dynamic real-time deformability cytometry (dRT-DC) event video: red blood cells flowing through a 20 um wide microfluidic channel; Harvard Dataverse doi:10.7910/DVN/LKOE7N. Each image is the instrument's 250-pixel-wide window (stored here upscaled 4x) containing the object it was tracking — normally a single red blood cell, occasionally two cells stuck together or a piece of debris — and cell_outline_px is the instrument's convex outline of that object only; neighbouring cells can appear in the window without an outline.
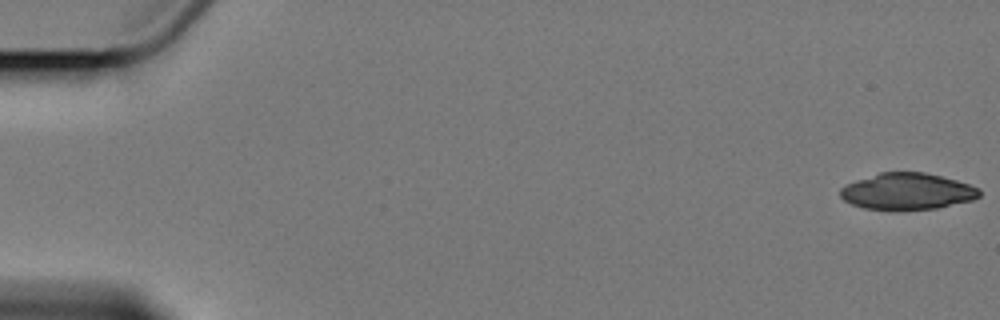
{"species": "Egyptian fruit bat (a non-hibernating species)", "species_latin": "Rousettus aegyptiacus", "temperature_condition": "cold", "stored_images_in_passage": 5, "camera_frame_rate_fps": 3000, "um_per_image_px": 0.085, "animal": {"sex": "female"}, "frame": {"image": 1, "passage_image": 1, "time_ms": 0.0, "image_size_px": [1000, 320], "cell_outline_px": [[980, 196], [972, 200], [936, 208], [900, 212], [892, 212], [864, 208], [852, 204], [844, 200], [840, 196], [840, 188], [856, 180], [880, 172], [924, 172], [956, 180], [980, 188]], "centroid_in_image_um": [77.1, 16.3], "position_along_channel_um": 7.9, "area_um2": 30.06}}
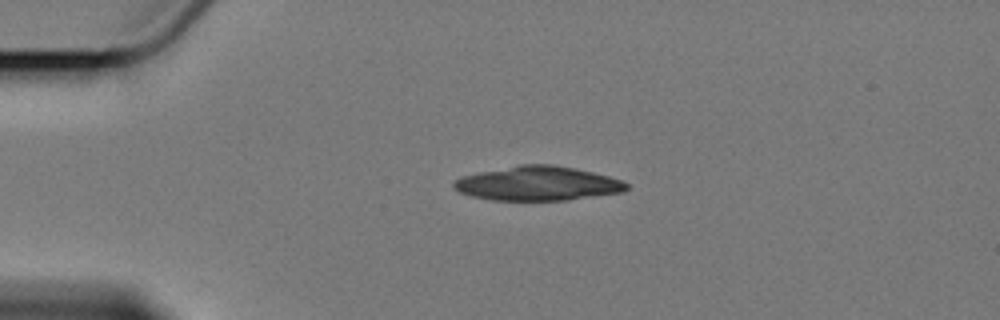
{"frame": {"image": 2, "passage_image": 4, "time_ms": 4.333, "image_size_px": [1000, 320], "cell_outline_px": [[628, 188], [624, 192], [568, 200], [492, 200], [472, 196], [460, 192], [452, 188], [452, 184], [456, 180], [464, 176], [480, 172], [520, 164], [552, 164], [576, 168], [608, 176], [620, 180], [628, 184]], "centroid_in_image_um": [45.72, 15.6], "position_along_channel_um": 39.3, "area_um2": 34.39}}